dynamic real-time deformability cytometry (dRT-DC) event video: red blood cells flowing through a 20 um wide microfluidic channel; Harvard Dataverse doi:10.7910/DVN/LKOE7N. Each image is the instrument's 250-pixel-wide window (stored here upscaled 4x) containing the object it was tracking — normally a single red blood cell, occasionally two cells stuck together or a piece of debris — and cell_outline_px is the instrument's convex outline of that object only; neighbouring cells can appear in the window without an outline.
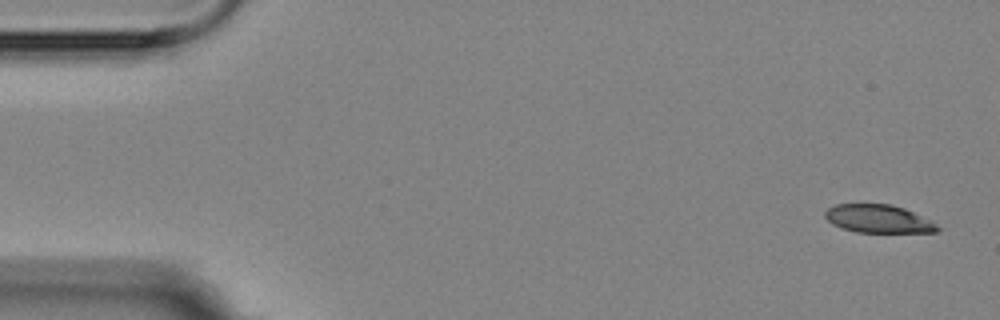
{"species": "Egyptian fruit bat (a non-hibernating species)", "species_latin": "Rousettus aegyptiacus", "temperature_condition": "room temperature", "stored_images_in_passage": 16, "camera_frame_rate_fps": 3000, "um_per_image_px": 0.085, "animal": {"sex": "female"}, "frame": {"image": 1, "passage_image": 1, "time_ms": 0.0, "image_size_px": [1000, 320], "cell_outline_px": [[944, 228], [936, 232], [856, 232], [832, 224], [824, 216], [824, 212], [828, 208], [836, 204], [892, 204], [904, 208], [932, 220]], "centroid_in_image_um": [74.72, 18.6], "position_along_channel_um": 10.3, "area_um2": 18.55}}
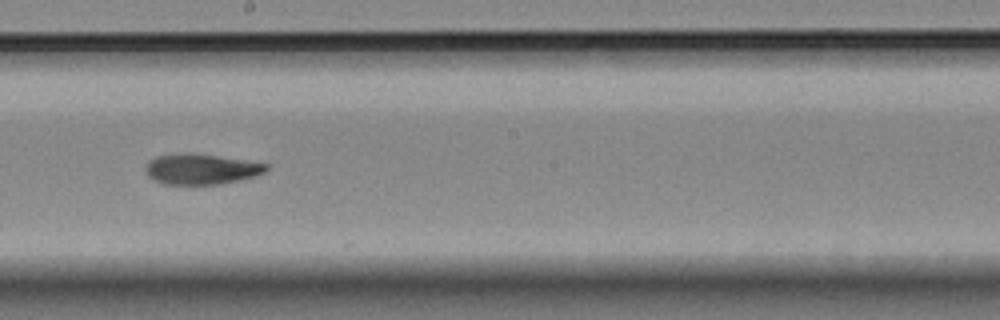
{"frame": {"image": 2, "passage_image": 9, "time_ms": 9.667, "image_size_px": [1000, 320], "cell_outline_px": [[268, 168], [264, 172], [256, 176], [240, 180], [220, 184], [164, 184], [152, 180], [148, 176], [144, 168], [148, 160], [156, 156], [216, 156], [244, 160], [268, 164]], "centroid_in_image_um": [17.1, 14.43], "position_along_channel_um": 231.1, "area_um2": 20.63}}
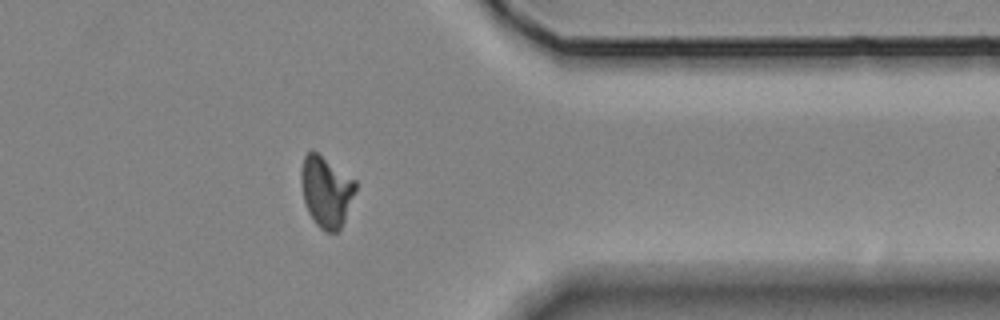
{"frame": {"image": 3, "passage_image": 13, "time_ms": 14.333, "image_size_px": [1000, 320], "cell_outline_px": [[356, 188], [344, 220], [340, 228], [336, 232], [324, 232], [316, 224], [308, 212], [304, 200], [300, 180], [300, 176], [304, 156], [308, 152], [316, 152], [356, 180]], "centroid_in_image_um": [27.71, 16.29], "position_along_channel_um": 383.7, "area_um2": 22.14}, "authors_computed_cell_mechanics": {"area_um2": 21.386, "velocity_mm_per_s": 3.5381, "shape_relaxation_time_tau1_ms": null, "shape_relaxation_time_tau2_ms": 3.7351, "deformation_change_tau1": null, "deformation_change_tau2": 0.0899}}